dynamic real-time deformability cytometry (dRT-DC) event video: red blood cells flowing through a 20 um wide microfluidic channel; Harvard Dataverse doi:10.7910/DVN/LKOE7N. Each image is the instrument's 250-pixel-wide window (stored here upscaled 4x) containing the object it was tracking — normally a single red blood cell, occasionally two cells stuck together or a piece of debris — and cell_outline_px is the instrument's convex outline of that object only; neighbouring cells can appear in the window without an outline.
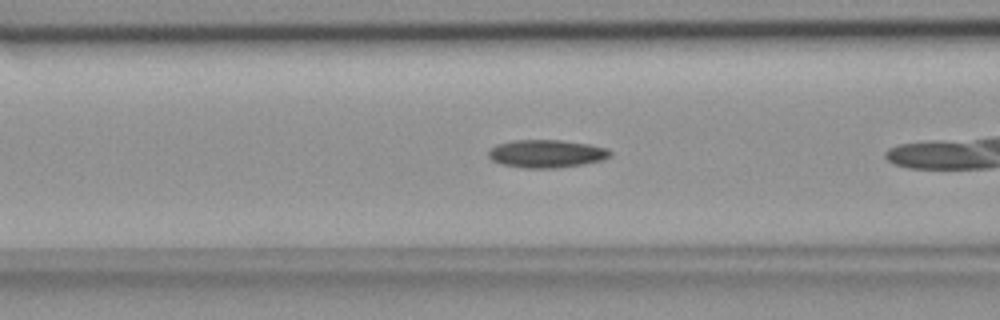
{"species": "common noctule bat (a hibernating species)", "species_latin": "Nyctalus noctula", "temperature_condition": "room temperature", "stored_images_in_passage": 37, "camera_frame_rate_fps": 3000, "um_per_image_px": 0.085, "animal": {"sex": "female", "body_mass_g": 18.4}, "frame": {"image": 1, "passage_image": 15, "time_ms": 4.667, "image_size_px": [1000, 320], "cell_outline_px": [[612, 156], [604, 160], [584, 164], [556, 168], [524, 168], [500, 164], [492, 160], [488, 156], [488, 152], [496, 144], [512, 140], [560, 140], [588, 144], [608, 148], [612, 152]], "centroid_in_image_um": [46.47, 13.06], "position_along_channel_um": 120.1, "area_um2": 20.0}}
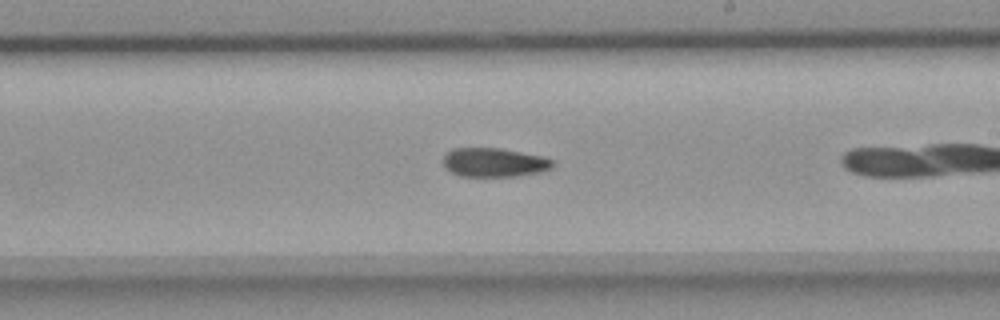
{"frame": {"image": 2, "passage_image": 25, "time_ms": 8.0, "image_size_px": [1000, 320], "cell_outline_px": [[556, 164], [552, 168], [540, 172], [516, 176], [460, 176], [444, 168], [444, 156], [452, 148], [500, 148], [544, 156], [556, 160]], "centroid_in_image_um": [42.06, 13.8], "position_along_channel_um": 246.9, "area_um2": 18.67}}
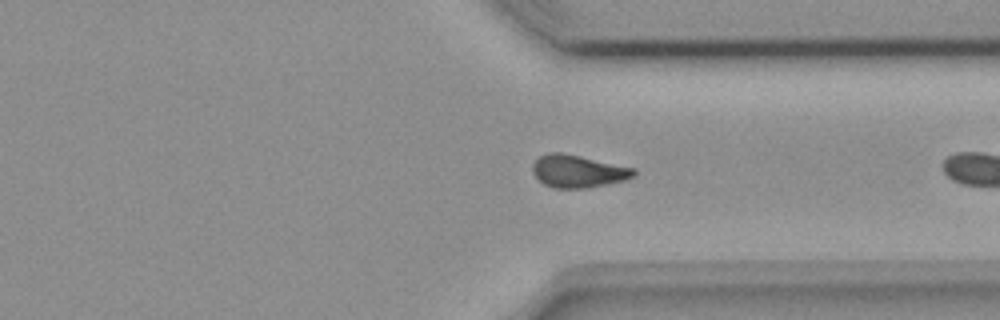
{"frame": {"image": 3, "passage_image": 34, "time_ms": 11.0, "image_size_px": [1000, 320], "cell_outline_px": [[636, 176], [624, 180], [588, 188], [552, 188], [544, 184], [532, 172], [532, 164], [540, 156], [548, 152], [560, 152], [636, 168]], "centroid_in_image_um": [49.14, 14.56], "position_along_channel_um": 362.3, "area_um2": 19.19}}